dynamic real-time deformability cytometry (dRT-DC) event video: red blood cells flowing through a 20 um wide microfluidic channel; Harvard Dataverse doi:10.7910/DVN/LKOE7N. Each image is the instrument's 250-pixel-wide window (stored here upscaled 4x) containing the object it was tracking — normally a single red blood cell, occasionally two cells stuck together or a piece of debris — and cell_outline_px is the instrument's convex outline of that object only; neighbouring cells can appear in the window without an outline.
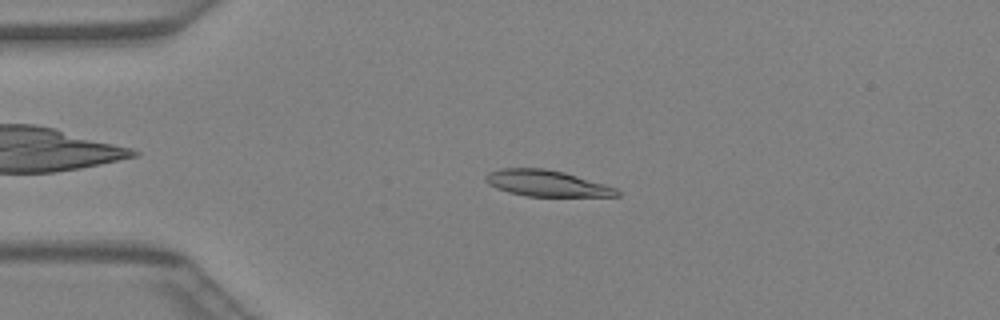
{"species": "Egyptian fruit bat (a non-hibernating species)", "species_latin": "Rousettus aegyptiacus", "temperature_condition": "warm", "stored_images_in_passage": 37, "camera_frame_rate_fps": 3000, "um_per_image_px": 0.085, "animal": {"sex": "female"}, "frame": {"image": 1, "passage_image": 5, "time_ms": 1.333, "image_size_px": [1000, 320], "cell_outline_px": [[620, 196], [528, 196], [508, 192], [496, 188], [488, 184], [484, 180], [484, 176], [488, 172], [500, 168], [544, 168], [564, 172], [604, 184], [616, 188], [620, 192]], "centroid_in_image_um": [46.42, 15.57], "position_along_channel_um": 38.6, "area_um2": 20.0}}
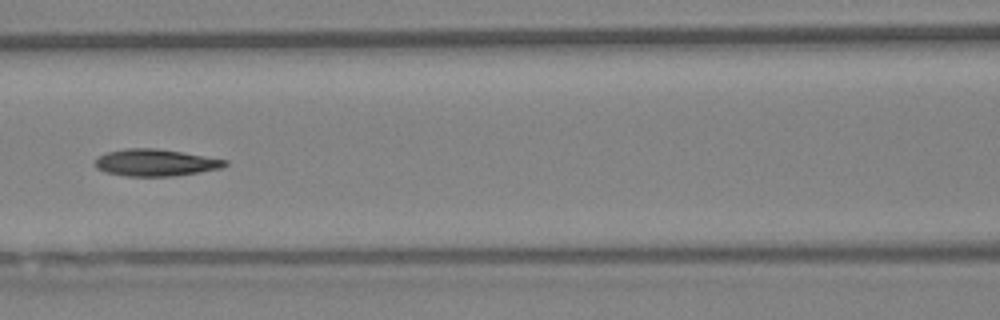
{"frame": {"image": 2, "passage_image": 14, "time_ms": 4.333, "image_size_px": [1000, 320], "cell_outline_px": [[228, 164], [220, 168], [200, 172], [176, 176], [124, 176], [104, 172], [96, 168], [96, 156], [108, 152], [124, 148], [156, 148], [228, 160]], "centroid_in_image_um": [13.18, 13.83], "position_along_channel_um": 153.4, "area_um2": 20.4}}
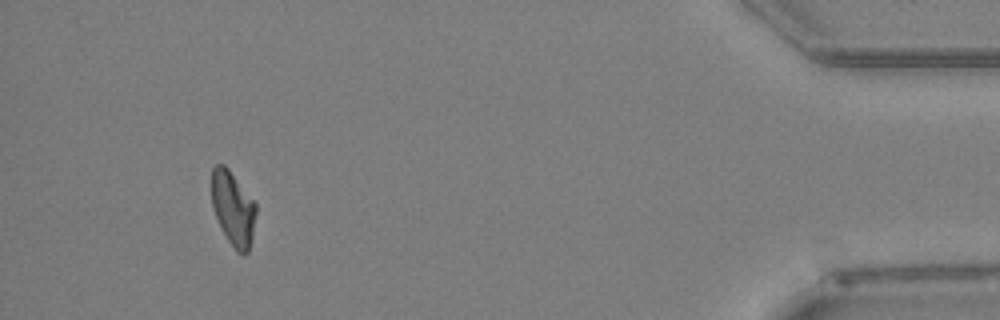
{"frame": {"image": 3, "passage_image": 34, "time_ms": 11.0, "image_size_px": [1000, 320], "cell_outline_px": [[256, 212], [252, 240], [248, 252], [244, 256], [236, 252], [228, 240], [212, 208], [212, 168], [216, 164], [224, 164], [228, 168], [256, 204]], "centroid_in_image_um": [19.82, 17.74], "position_along_channel_um": 415.4, "area_um2": 19.07}}